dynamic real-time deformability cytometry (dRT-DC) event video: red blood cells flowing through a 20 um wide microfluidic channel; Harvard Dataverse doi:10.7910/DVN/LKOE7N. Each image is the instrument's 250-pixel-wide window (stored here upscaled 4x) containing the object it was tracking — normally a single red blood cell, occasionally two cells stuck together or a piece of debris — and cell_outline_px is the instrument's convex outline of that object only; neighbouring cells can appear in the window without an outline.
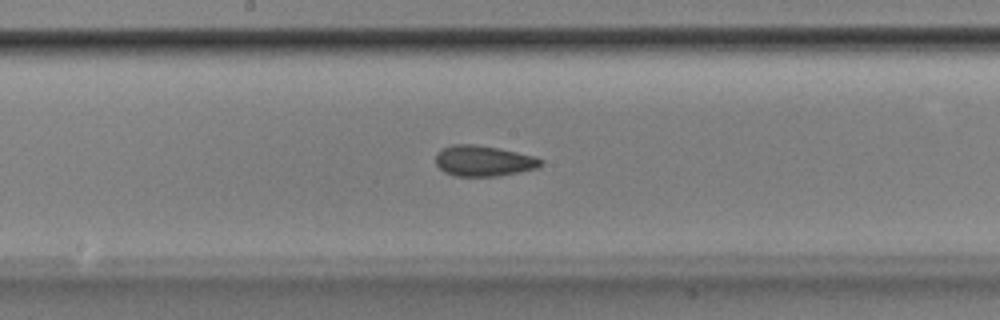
{"species": "Egyptian fruit bat (a non-hibernating species)", "species_latin": "Rousettus aegyptiacus", "temperature_condition": "room temperature", "stored_images_in_passage": 53, "segment_of_instrument_passage": [1, 2], "camera_frame_rate_fps": 3000, "um_per_image_px": 0.085, "animal": {"sex": "male"}, "frame": {"image": 1, "passage_image": 27, "time_ms": 8.667, "image_size_px": [1000, 320], "cell_outline_px": [[544, 164], [540, 168], [500, 176], [456, 176], [444, 172], [436, 164], [436, 152], [440, 148], [452, 144], [472, 144], [500, 148], [536, 156], [544, 160]], "centroid_in_image_um": [41.14, 13.67], "position_along_channel_um": 207.1, "area_um2": 19.25}}
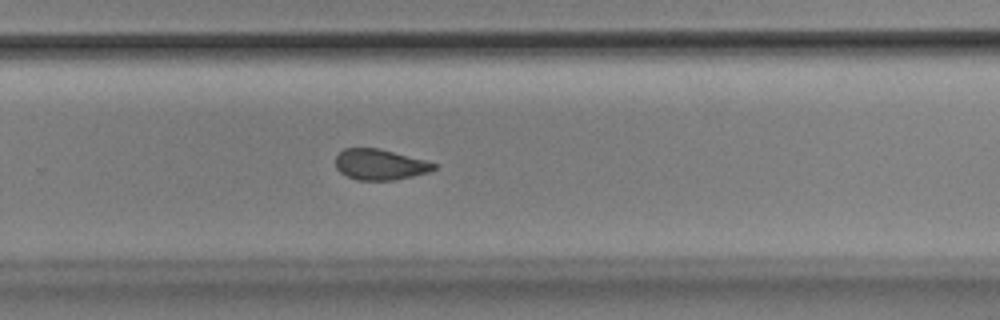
{"frame": {"image": 2, "passage_image": 34, "time_ms": 11.0, "image_size_px": [1000, 320], "cell_outline_px": [[436, 168], [428, 172], [396, 180], [356, 180], [340, 172], [336, 168], [336, 156], [344, 148], [380, 148], [424, 160], [436, 164]], "centroid_in_image_um": [32.27, 13.98], "position_along_channel_um": 297.5, "area_um2": 17.51}}
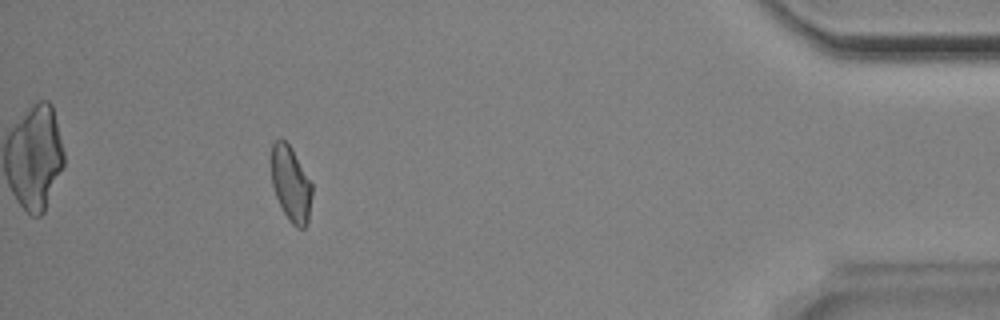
{"frame": {"image": 3, "passage_image": 47, "time_ms": 15.333, "image_size_px": [1000, 320], "cell_outline_px": [[312, 196], [308, 224], [304, 228], [296, 228], [288, 220], [276, 196], [272, 184], [272, 144], [276, 140], [284, 140], [292, 148], [312, 184]], "centroid_in_image_um": [24.75, 15.67], "position_along_channel_um": 410.5, "area_um2": 17.74}}